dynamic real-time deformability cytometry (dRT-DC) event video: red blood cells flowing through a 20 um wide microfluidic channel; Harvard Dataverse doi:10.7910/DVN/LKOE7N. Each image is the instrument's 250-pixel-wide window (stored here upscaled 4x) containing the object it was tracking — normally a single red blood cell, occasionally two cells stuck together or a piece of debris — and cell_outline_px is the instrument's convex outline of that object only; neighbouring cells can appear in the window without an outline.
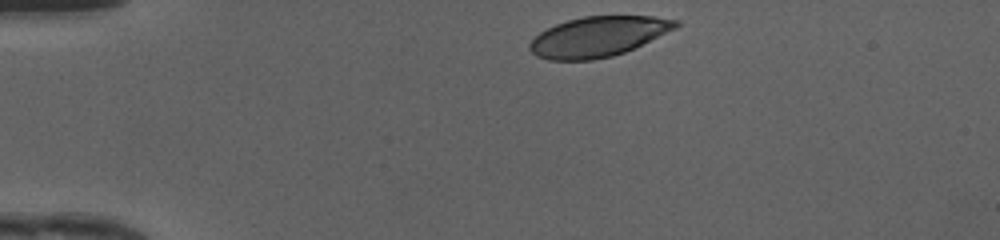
{"species": "human", "species_latin": "Homo sapiens", "temperature_condition": "cold", "stored_images_in_passage": 32, "camera_frame_rate_fps": 3000, "um_per_image_px": 0.085, "donor": {"sex": "female"}, "frame": {"image": 1, "passage_image": 1, "time_ms": 0.0, "image_size_px": [1000, 240], "cell_outline_px": [[680, 24], [676, 28], [624, 52], [612, 56], [592, 60], [548, 60], [536, 56], [528, 48], [528, 44], [540, 32], [556, 24], [568, 20], [584, 16], [652, 16], [680, 20]], "centroid_in_image_um": [50.83, 3.11], "position_along_channel_um": 34.2, "area_um2": 33.93}}
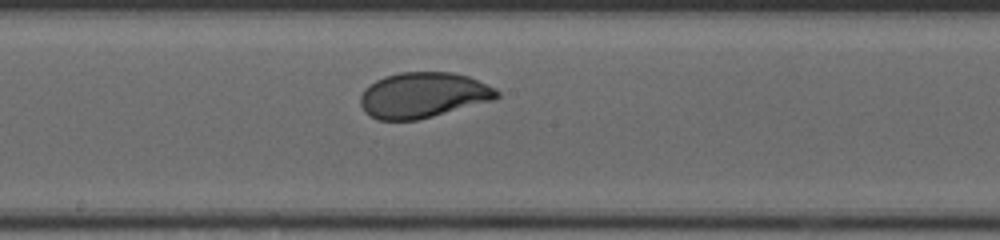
{"frame": {"image": 2, "passage_image": 18, "time_ms": 5.667, "image_size_px": [1000, 240], "cell_outline_px": [[500, 96], [496, 100], [416, 120], [376, 120], [368, 116], [364, 112], [360, 104], [360, 96], [364, 88], [376, 80], [384, 76], [400, 72], [452, 72], [468, 76], [496, 88], [500, 92]], "centroid_in_image_um": [35.96, 8.09], "position_along_channel_um": 212.2, "area_um2": 36.53}}
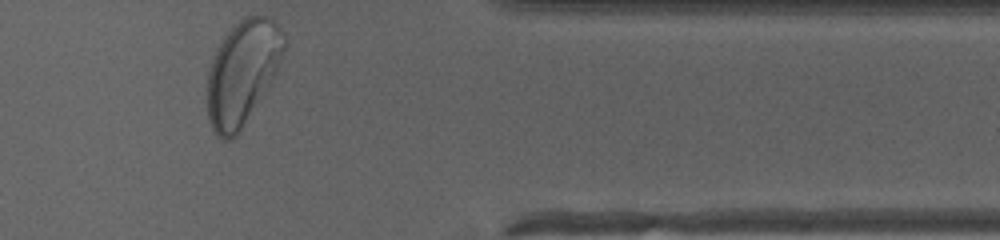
{"frame": {"image": 3, "passage_image": 32, "time_ms": 10.333, "image_size_px": [1000, 240], "cell_outline_px": [[288, 44], [276, 72], [236, 136], [232, 140], [224, 140], [216, 136], [208, 120], [208, 72], [212, 60], [220, 44], [228, 32], [244, 16], [268, 16], [280, 28]], "centroid_in_image_um": [20.62, 6.16], "position_along_channel_um": 390.8, "area_um2": 45.89}, "authors_computed_cell_mechanics": {"area_um2": 36.5296, "velocity_mm_per_s": 4.1574, "shape_relaxation_time_tau1_ms": 2.2782, "shape_relaxation_time_tau2_ms": null, "deformation_change_tau1": 0.13, "deformation_change_tau2": null}}